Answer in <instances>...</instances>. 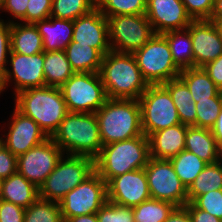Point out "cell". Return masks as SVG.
<instances>
[{
	"label": "cell",
	"instance_id": "cell-1",
	"mask_svg": "<svg viewBox=\"0 0 222 222\" xmlns=\"http://www.w3.org/2000/svg\"><path fill=\"white\" fill-rule=\"evenodd\" d=\"M99 75L109 99L138 100L149 86L132 53L109 51L103 57Z\"/></svg>",
	"mask_w": 222,
	"mask_h": 222
},
{
	"label": "cell",
	"instance_id": "cell-2",
	"mask_svg": "<svg viewBox=\"0 0 222 222\" xmlns=\"http://www.w3.org/2000/svg\"><path fill=\"white\" fill-rule=\"evenodd\" d=\"M15 100V107L32 118L48 137H52L68 113L59 87L26 89L17 93Z\"/></svg>",
	"mask_w": 222,
	"mask_h": 222
},
{
	"label": "cell",
	"instance_id": "cell-3",
	"mask_svg": "<svg viewBox=\"0 0 222 222\" xmlns=\"http://www.w3.org/2000/svg\"><path fill=\"white\" fill-rule=\"evenodd\" d=\"M51 138L69 155L95 159L103 147L95 113L68 112Z\"/></svg>",
	"mask_w": 222,
	"mask_h": 222
},
{
	"label": "cell",
	"instance_id": "cell-4",
	"mask_svg": "<svg viewBox=\"0 0 222 222\" xmlns=\"http://www.w3.org/2000/svg\"><path fill=\"white\" fill-rule=\"evenodd\" d=\"M95 114L103 146L144 135L138 100L108 98Z\"/></svg>",
	"mask_w": 222,
	"mask_h": 222
},
{
	"label": "cell",
	"instance_id": "cell-5",
	"mask_svg": "<svg viewBox=\"0 0 222 222\" xmlns=\"http://www.w3.org/2000/svg\"><path fill=\"white\" fill-rule=\"evenodd\" d=\"M149 159V140L141 135L104 145L95 158V171L107 183L113 177L145 168Z\"/></svg>",
	"mask_w": 222,
	"mask_h": 222
},
{
	"label": "cell",
	"instance_id": "cell-6",
	"mask_svg": "<svg viewBox=\"0 0 222 222\" xmlns=\"http://www.w3.org/2000/svg\"><path fill=\"white\" fill-rule=\"evenodd\" d=\"M95 171V159L83 155H67L39 188V198L58 202Z\"/></svg>",
	"mask_w": 222,
	"mask_h": 222
},
{
	"label": "cell",
	"instance_id": "cell-7",
	"mask_svg": "<svg viewBox=\"0 0 222 222\" xmlns=\"http://www.w3.org/2000/svg\"><path fill=\"white\" fill-rule=\"evenodd\" d=\"M133 56L148 85H162L178 78L181 69L174 63L169 44L162 34H154Z\"/></svg>",
	"mask_w": 222,
	"mask_h": 222
},
{
	"label": "cell",
	"instance_id": "cell-8",
	"mask_svg": "<svg viewBox=\"0 0 222 222\" xmlns=\"http://www.w3.org/2000/svg\"><path fill=\"white\" fill-rule=\"evenodd\" d=\"M60 90L68 112L95 113L108 99L99 73H74Z\"/></svg>",
	"mask_w": 222,
	"mask_h": 222
},
{
	"label": "cell",
	"instance_id": "cell-9",
	"mask_svg": "<svg viewBox=\"0 0 222 222\" xmlns=\"http://www.w3.org/2000/svg\"><path fill=\"white\" fill-rule=\"evenodd\" d=\"M138 101L145 136L181 123L176 106L162 85H149Z\"/></svg>",
	"mask_w": 222,
	"mask_h": 222
},
{
	"label": "cell",
	"instance_id": "cell-10",
	"mask_svg": "<svg viewBox=\"0 0 222 222\" xmlns=\"http://www.w3.org/2000/svg\"><path fill=\"white\" fill-rule=\"evenodd\" d=\"M106 18L109 44L111 51L114 52L133 53L142 48L155 34L145 14L116 15Z\"/></svg>",
	"mask_w": 222,
	"mask_h": 222
},
{
	"label": "cell",
	"instance_id": "cell-11",
	"mask_svg": "<svg viewBox=\"0 0 222 222\" xmlns=\"http://www.w3.org/2000/svg\"><path fill=\"white\" fill-rule=\"evenodd\" d=\"M107 201V183L94 171L59 201L63 221L97 213Z\"/></svg>",
	"mask_w": 222,
	"mask_h": 222
},
{
	"label": "cell",
	"instance_id": "cell-12",
	"mask_svg": "<svg viewBox=\"0 0 222 222\" xmlns=\"http://www.w3.org/2000/svg\"><path fill=\"white\" fill-rule=\"evenodd\" d=\"M145 172L151 198L185 206L188 203L187 188L178 178L167 159L150 157Z\"/></svg>",
	"mask_w": 222,
	"mask_h": 222
},
{
	"label": "cell",
	"instance_id": "cell-13",
	"mask_svg": "<svg viewBox=\"0 0 222 222\" xmlns=\"http://www.w3.org/2000/svg\"><path fill=\"white\" fill-rule=\"evenodd\" d=\"M62 155V149L49 137L26 153L17 156V172L40 188Z\"/></svg>",
	"mask_w": 222,
	"mask_h": 222
},
{
	"label": "cell",
	"instance_id": "cell-14",
	"mask_svg": "<svg viewBox=\"0 0 222 222\" xmlns=\"http://www.w3.org/2000/svg\"><path fill=\"white\" fill-rule=\"evenodd\" d=\"M145 169L126 172L107 182V200L124 207H135L150 199Z\"/></svg>",
	"mask_w": 222,
	"mask_h": 222
},
{
	"label": "cell",
	"instance_id": "cell-15",
	"mask_svg": "<svg viewBox=\"0 0 222 222\" xmlns=\"http://www.w3.org/2000/svg\"><path fill=\"white\" fill-rule=\"evenodd\" d=\"M9 55L13 71L6 69L3 73L4 89L13 77L15 80V94L26 89L45 86L44 52L22 55L11 51Z\"/></svg>",
	"mask_w": 222,
	"mask_h": 222
},
{
	"label": "cell",
	"instance_id": "cell-16",
	"mask_svg": "<svg viewBox=\"0 0 222 222\" xmlns=\"http://www.w3.org/2000/svg\"><path fill=\"white\" fill-rule=\"evenodd\" d=\"M145 15L155 34L184 30L193 21L181 0H147Z\"/></svg>",
	"mask_w": 222,
	"mask_h": 222
},
{
	"label": "cell",
	"instance_id": "cell-17",
	"mask_svg": "<svg viewBox=\"0 0 222 222\" xmlns=\"http://www.w3.org/2000/svg\"><path fill=\"white\" fill-rule=\"evenodd\" d=\"M186 29L191 34L194 67H204L222 54V38L216 23L193 20Z\"/></svg>",
	"mask_w": 222,
	"mask_h": 222
},
{
	"label": "cell",
	"instance_id": "cell-18",
	"mask_svg": "<svg viewBox=\"0 0 222 222\" xmlns=\"http://www.w3.org/2000/svg\"><path fill=\"white\" fill-rule=\"evenodd\" d=\"M72 41L93 47L103 55L111 51L108 21L97 7L73 20Z\"/></svg>",
	"mask_w": 222,
	"mask_h": 222
},
{
	"label": "cell",
	"instance_id": "cell-19",
	"mask_svg": "<svg viewBox=\"0 0 222 222\" xmlns=\"http://www.w3.org/2000/svg\"><path fill=\"white\" fill-rule=\"evenodd\" d=\"M8 131L5 135V148L15 156L26 153L49 138L32 118L21 113L16 107Z\"/></svg>",
	"mask_w": 222,
	"mask_h": 222
},
{
	"label": "cell",
	"instance_id": "cell-20",
	"mask_svg": "<svg viewBox=\"0 0 222 222\" xmlns=\"http://www.w3.org/2000/svg\"><path fill=\"white\" fill-rule=\"evenodd\" d=\"M187 127L180 123L151 133L148 136L150 157L169 160L185 150Z\"/></svg>",
	"mask_w": 222,
	"mask_h": 222
},
{
	"label": "cell",
	"instance_id": "cell-21",
	"mask_svg": "<svg viewBox=\"0 0 222 222\" xmlns=\"http://www.w3.org/2000/svg\"><path fill=\"white\" fill-rule=\"evenodd\" d=\"M53 19V21H52ZM42 36L44 52L65 50L73 37V21L50 16L34 23Z\"/></svg>",
	"mask_w": 222,
	"mask_h": 222
},
{
	"label": "cell",
	"instance_id": "cell-22",
	"mask_svg": "<svg viewBox=\"0 0 222 222\" xmlns=\"http://www.w3.org/2000/svg\"><path fill=\"white\" fill-rule=\"evenodd\" d=\"M39 198V188L16 172L0 182V199L27 209Z\"/></svg>",
	"mask_w": 222,
	"mask_h": 222
},
{
	"label": "cell",
	"instance_id": "cell-23",
	"mask_svg": "<svg viewBox=\"0 0 222 222\" xmlns=\"http://www.w3.org/2000/svg\"><path fill=\"white\" fill-rule=\"evenodd\" d=\"M185 150L194 153L208 164L220 161V147L211 129L188 126L186 131Z\"/></svg>",
	"mask_w": 222,
	"mask_h": 222
},
{
	"label": "cell",
	"instance_id": "cell-24",
	"mask_svg": "<svg viewBox=\"0 0 222 222\" xmlns=\"http://www.w3.org/2000/svg\"><path fill=\"white\" fill-rule=\"evenodd\" d=\"M64 51L75 73H99L104 57L99 50L71 41Z\"/></svg>",
	"mask_w": 222,
	"mask_h": 222
},
{
	"label": "cell",
	"instance_id": "cell-25",
	"mask_svg": "<svg viewBox=\"0 0 222 222\" xmlns=\"http://www.w3.org/2000/svg\"><path fill=\"white\" fill-rule=\"evenodd\" d=\"M176 106L180 122L196 127V106L186 84L178 77L162 84Z\"/></svg>",
	"mask_w": 222,
	"mask_h": 222
},
{
	"label": "cell",
	"instance_id": "cell-26",
	"mask_svg": "<svg viewBox=\"0 0 222 222\" xmlns=\"http://www.w3.org/2000/svg\"><path fill=\"white\" fill-rule=\"evenodd\" d=\"M11 51L22 55L44 52L42 36L35 24L11 22Z\"/></svg>",
	"mask_w": 222,
	"mask_h": 222
},
{
	"label": "cell",
	"instance_id": "cell-27",
	"mask_svg": "<svg viewBox=\"0 0 222 222\" xmlns=\"http://www.w3.org/2000/svg\"><path fill=\"white\" fill-rule=\"evenodd\" d=\"M188 87L194 102L215 97L219 88L211 80L203 67L182 69L178 76Z\"/></svg>",
	"mask_w": 222,
	"mask_h": 222
},
{
	"label": "cell",
	"instance_id": "cell-28",
	"mask_svg": "<svg viewBox=\"0 0 222 222\" xmlns=\"http://www.w3.org/2000/svg\"><path fill=\"white\" fill-rule=\"evenodd\" d=\"M43 71L45 85L59 88L75 73L64 50L44 52Z\"/></svg>",
	"mask_w": 222,
	"mask_h": 222
},
{
	"label": "cell",
	"instance_id": "cell-29",
	"mask_svg": "<svg viewBox=\"0 0 222 222\" xmlns=\"http://www.w3.org/2000/svg\"><path fill=\"white\" fill-rule=\"evenodd\" d=\"M162 35L169 44L174 63L181 70L194 67V55L190 32L184 29L167 31Z\"/></svg>",
	"mask_w": 222,
	"mask_h": 222
},
{
	"label": "cell",
	"instance_id": "cell-30",
	"mask_svg": "<svg viewBox=\"0 0 222 222\" xmlns=\"http://www.w3.org/2000/svg\"><path fill=\"white\" fill-rule=\"evenodd\" d=\"M220 189H222V159L216 163L207 164L195 178L187 189L188 202H192L199 195Z\"/></svg>",
	"mask_w": 222,
	"mask_h": 222
},
{
	"label": "cell",
	"instance_id": "cell-31",
	"mask_svg": "<svg viewBox=\"0 0 222 222\" xmlns=\"http://www.w3.org/2000/svg\"><path fill=\"white\" fill-rule=\"evenodd\" d=\"M169 160L178 178L187 189L208 164L187 150H182L177 156Z\"/></svg>",
	"mask_w": 222,
	"mask_h": 222
},
{
	"label": "cell",
	"instance_id": "cell-32",
	"mask_svg": "<svg viewBox=\"0 0 222 222\" xmlns=\"http://www.w3.org/2000/svg\"><path fill=\"white\" fill-rule=\"evenodd\" d=\"M175 207L171 202L150 198L132 208L134 222H164Z\"/></svg>",
	"mask_w": 222,
	"mask_h": 222
},
{
	"label": "cell",
	"instance_id": "cell-33",
	"mask_svg": "<svg viewBox=\"0 0 222 222\" xmlns=\"http://www.w3.org/2000/svg\"><path fill=\"white\" fill-rule=\"evenodd\" d=\"M24 222H64L58 202L38 198L24 213Z\"/></svg>",
	"mask_w": 222,
	"mask_h": 222
},
{
	"label": "cell",
	"instance_id": "cell-34",
	"mask_svg": "<svg viewBox=\"0 0 222 222\" xmlns=\"http://www.w3.org/2000/svg\"><path fill=\"white\" fill-rule=\"evenodd\" d=\"M147 0H96V7L105 17L146 14Z\"/></svg>",
	"mask_w": 222,
	"mask_h": 222
},
{
	"label": "cell",
	"instance_id": "cell-35",
	"mask_svg": "<svg viewBox=\"0 0 222 222\" xmlns=\"http://www.w3.org/2000/svg\"><path fill=\"white\" fill-rule=\"evenodd\" d=\"M96 7V0H53L51 16L75 20Z\"/></svg>",
	"mask_w": 222,
	"mask_h": 222
},
{
	"label": "cell",
	"instance_id": "cell-36",
	"mask_svg": "<svg viewBox=\"0 0 222 222\" xmlns=\"http://www.w3.org/2000/svg\"><path fill=\"white\" fill-rule=\"evenodd\" d=\"M196 106V127L211 129L222 109L219 93L215 97L198 100Z\"/></svg>",
	"mask_w": 222,
	"mask_h": 222
},
{
	"label": "cell",
	"instance_id": "cell-37",
	"mask_svg": "<svg viewBox=\"0 0 222 222\" xmlns=\"http://www.w3.org/2000/svg\"><path fill=\"white\" fill-rule=\"evenodd\" d=\"M98 222H134L132 207H124L107 201L96 213Z\"/></svg>",
	"mask_w": 222,
	"mask_h": 222
},
{
	"label": "cell",
	"instance_id": "cell-38",
	"mask_svg": "<svg viewBox=\"0 0 222 222\" xmlns=\"http://www.w3.org/2000/svg\"><path fill=\"white\" fill-rule=\"evenodd\" d=\"M191 203L196 208L202 209L222 220V189L199 195Z\"/></svg>",
	"mask_w": 222,
	"mask_h": 222
},
{
	"label": "cell",
	"instance_id": "cell-39",
	"mask_svg": "<svg viewBox=\"0 0 222 222\" xmlns=\"http://www.w3.org/2000/svg\"><path fill=\"white\" fill-rule=\"evenodd\" d=\"M53 0H29L26 15L21 19L24 23H32L48 19L51 16Z\"/></svg>",
	"mask_w": 222,
	"mask_h": 222
},
{
	"label": "cell",
	"instance_id": "cell-40",
	"mask_svg": "<svg viewBox=\"0 0 222 222\" xmlns=\"http://www.w3.org/2000/svg\"><path fill=\"white\" fill-rule=\"evenodd\" d=\"M192 20H209L215 0H181Z\"/></svg>",
	"mask_w": 222,
	"mask_h": 222
},
{
	"label": "cell",
	"instance_id": "cell-41",
	"mask_svg": "<svg viewBox=\"0 0 222 222\" xmlns=\"http://www.w3.org/2000/svg\"><path fill=\"white\" fill-rule=\"evenodd\" d=\"M11 52V21L6 23L0 20V72L3 74L8 62L7 53Z\"/></svg>",
	"mask_w": 222,
	"mask_h": 222
},
{
	"label": "cell",
	"instance_id": "cell-42",
	"mask_svg": "<svg viewBox=\"0 0 222 222\" xmlns=\"http://www.w3.org/2000/svg\"><path fill=\"white\" fill-rule=\"evenodd\" d=\"M24 208L0 199V222H24Z\"/></svg>",
	"mask_w": 222,
	"mask_h": 222
},
{
	"label": "cell",
	"instance_id": "cell-43",
	"mask_svg": "<svg viewBox=\"0 0 222 222\" xmlns=\"http://www.w3.org/2000/svg\"><path fill=\"white\" fill-rule=\"evenodd\" d=\"M17 172V156L4 148L0 151V181Z\"/></svg>",
	"mask_w": 222,
	"mask_h": 222
},
{
	"label": "cell",
	"instance_id": "cell-44",
	"mask_svg": "<svg viewBox=\"0 0 222 222\" xmlns=\"http://www.w3.org/2000/svg\"><path fill=\"white\" fill-rule=\"evenodd\" d=\"M29 0H0V9L7 10L16 19H22L26 15Z\"/></svg>",
	"mask_w": 222,
	"mask_h": 222
},
{
	"label": "cell",
	"instance_id": "cell-45",
	"mask_svg": "<svg viewBox=\"0 0 222 222\" xmlns=\"http://www.w3.org/2000/svg\"><path fill=\"white\" fill-rule=\"evenodd\" d=\"M204 70L208 73L215 85L222 88V54L214 61L207 63Z\"/></svg>",
	"mask_w": 222,
	"mask_h": 222
},
{
	"label": "cell",
	"instance_id": "cell-46",
	"mask_svg": "<svg viewBox=\"0 0 222 222\" xmlns=\"http://www.w3.org/2000/svg\"><path fill=\"white\" fill-rule=\"evenodd\" d=\"M189 211L192 222H222V220L209 214L208 212L196 208L191 202L185 205Z\"/></svg>",
	"mask_w": 222,
	"mask_h": 222
},
{
	"label": "cell",
	"instance_id": "cell-47",
	"mask_svg": "<svg viewBox=\"0 0 222 222\" xmlns=\"http://www.w3.org/2000/svg\"><path fill=\"white\" fill-rule=\"evenodd\" d=\"M164 222H192L186 206H176Z\"/></svg>",
	"mask_w": 222,
	"mask_h": 222
},
{
	"label": "cell",
	"instance_id": "cell-48",
	"mask_svg": "<svg viewBox=\"0 0 222 222\" xmlns=\"http://www.w3.org/2000/svg\"><path fill=\"white\" fill-rule=\"evenodd\" d=\"M211 132L216 139L219 147H222V109L217 117L214 126L211 128Z\"/></svg>",
	"mask_w": 222,
	"mask_h": 222
},
{
	"label": "cell",
	"instance_id": "cell-49",
	"mask_svg": "<svg viewBox=\"0 0 222 222\" xmlns=\"http://www.w3.org/2000/svg\"><path fill=\"white\" fill-rule=\"evenodd\" d=\"M209 21L214 23L222 22V0H215L213 12L209 18Z\"/></svg>",
	"mask_w": 222,
	"mask_h": 222
},
{
	"label": "cell",
	"instance_id": "cell-50",
	"mask_svg": "<svg viewBox=\"0 0 222 222\" xmlns=\"http://www.w3.org/2000/svg\"><path fill=\"white\" fill-rule=\"evenodd\" d=\"M66 222H98L96 213L69 218Z\"/></svg>",
	"mask_w": 222,
	"mask_h": 222
},
{
	"label": "cell",
	"instance_id": "cell-51",
	"mask_svg": "<svg viewBox=\"0 0 222 222\" xmlns=\"http://www.w3.org/2000/svg\"><path fill=\"white\" fill-rule=\"evenodd\" d=\"M4 90L3 74L0 72V93Z\"/></svg>",
	"mask_w": 222,
	"mask_h": 222
},
{
	"label": "cell",
	"instance_id": "cell-52",
	"mask_svg": "<svg viewBox=\"0 0 222 222\" xmlns=\"http://www.w3.org/2000/svg\"><path fill=\"white\" fill-rule=\"evenodd\" d=\"M5 148V141L0 138V151H2Z\"/></svg>",
	"mask_w": 222,
	"mask_h": 222
},
{
	"label": "cell",
	"instance_id": "cell-53",
	"mask_svg": "<svg viewBox=\"0 0 222 222\" xmlns=\"http://www.w3.org/2000/svg\"><path fill=\"white\" fill-rule=\"evenodd\" d=\"M219 31H220V34H221V38H222V22H219V23H216Z\"/></svg>",
	"mask_w": 222,
	"mask_h": 222
},
{
	"label": "cell",
	"instance_id": "cell-54",
	"mask_svg": "<svg viewBox=\"0 0 222 222\" xmlns=\"http://www.w3.org/2000/svg\"><path fill=\"white\" fill-rule=\"evenodd\" d=\"M219 95H220V99H221V103H222V88L219 89Z\"/></svg>",
	"mask_w": 222,
	"mask_h": 222
},
{
	"label": "cell",
	"instance_id": "cell-55",
	"mask_svg": "<svg viewBox=\"0 0 222 222\" xmlns=\"http://www.w3.org/2000/svg\"><path fill=\"white\" fill-rule=\"evenodd\" d=\"M222 158V147H220V159Z\"/></svg>",
	"mask_w": 222,
	"mask_h": 222
}]
</instances>
